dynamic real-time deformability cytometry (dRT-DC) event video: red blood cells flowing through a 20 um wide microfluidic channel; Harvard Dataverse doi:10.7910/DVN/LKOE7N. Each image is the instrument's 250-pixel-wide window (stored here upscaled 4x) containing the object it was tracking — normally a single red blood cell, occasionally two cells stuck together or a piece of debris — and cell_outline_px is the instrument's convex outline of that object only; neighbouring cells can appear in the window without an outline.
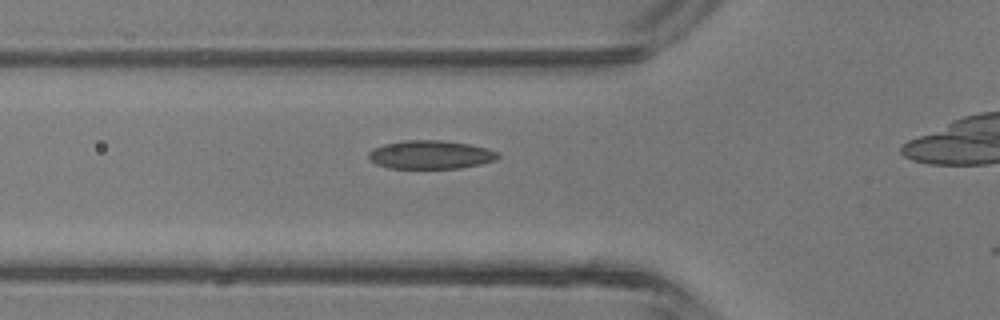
{"species": "common noctule bat (a hibernating species)", "species_latin": "Nyctalus noctula", "temperature_condition": "room temperature", "stored_images_in_passage": 3, "camera_frame_rate_fps": 3000, "um_per_image_px": 0.085, "animal": {"sex": "male", "body_mass_g": 13.3}, "frame": {"image": 1, "passage_image": 2, "time_ms": 1.333, "image_size_px": [1000, 320], "cell_outline_px": [[500, 156], [496, 160], [480, 164], [460, 168], [388, 168], [376, 164], [368, 160], [368, 152], [372, 148], [384, 144], [404, 140], [444, 140], [468, 144], [488, 148], [500, 152]], "centroid_in_image_um": [36.59, 13.14], "position_along_channel_um": 89.2, "area_um2": 21.73}}